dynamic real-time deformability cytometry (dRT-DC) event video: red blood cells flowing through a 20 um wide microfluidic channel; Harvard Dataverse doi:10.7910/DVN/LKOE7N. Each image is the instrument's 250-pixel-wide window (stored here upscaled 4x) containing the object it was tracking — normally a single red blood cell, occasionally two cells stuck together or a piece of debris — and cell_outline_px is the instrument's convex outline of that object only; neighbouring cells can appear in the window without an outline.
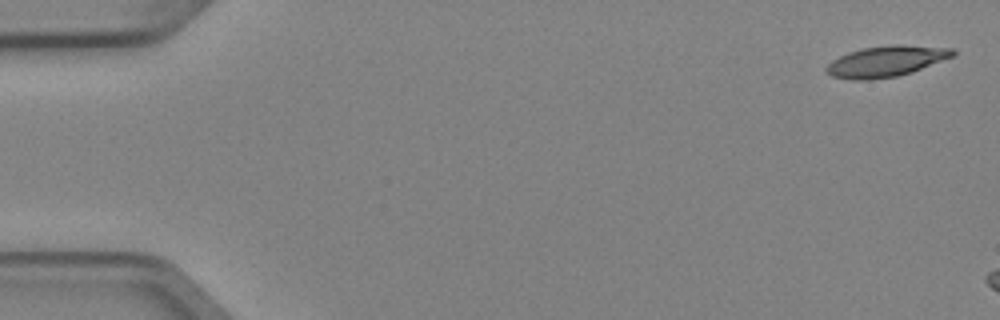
{"species": "Egyptian fruit bat (a non-hibernating species)", "species_latin": "Rousettus aegyptiacus", "temperature_condition": "cold", "stored_images_in_passage": 3, "camera_frame_rate_fps": 3000, "um_per_image_px": 0.085, "animal": {"sex": "female"}, "frame": {"image": 1, "passage_image": 1, "time_ms": 0.0, "image_size_px": [1000, 320], "cell_outline_px": [[956, 52], [952, 56], [912, 72], [896, 76], [868, 80], [852, 80], [832, 76], [824, 68], [832, 60], [848, 52], [860, 48], [892, 44], [900, 44], [952, 48]], "centroid_in_image_um": [75.29, 5.2], "position_along_channel_um": 9.7, "area_um2": 22.66}}